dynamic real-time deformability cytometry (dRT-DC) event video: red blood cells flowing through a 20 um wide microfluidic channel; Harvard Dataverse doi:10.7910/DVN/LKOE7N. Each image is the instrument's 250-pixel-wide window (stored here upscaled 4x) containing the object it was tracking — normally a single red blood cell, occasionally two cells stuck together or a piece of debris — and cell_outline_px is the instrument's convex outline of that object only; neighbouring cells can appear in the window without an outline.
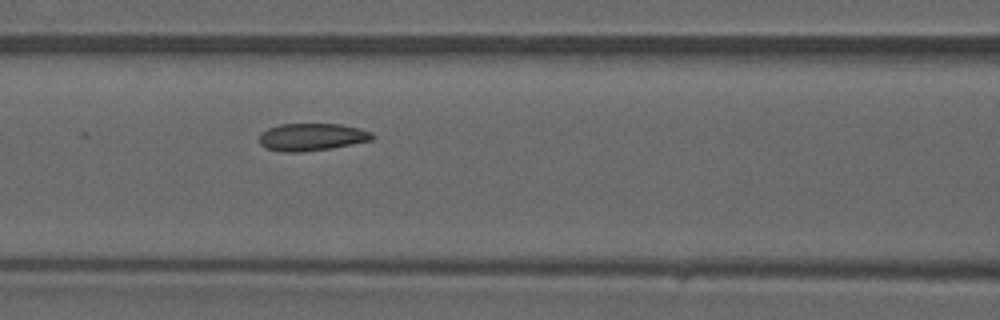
{"species": "common noctule bat (a hibernating species)", "species_latin": "Nyctalus noctula", "temperature_condition": "warm", "stored_images_in_passage": 23, "camera_frame_rate_fps": 3000, "um_per_image_px": 0.085, "animal": {"sex": "male", "forearm_length_mm": 52.5}, "frame": {"image": 1, "passage_image": 19, "time_ms": 6.0, "image_size_px": [1000, 320], "cell_outline_px": [[376, 136], [372, 140], [352, 144], [304, 152], [284, 152], [264, 148], [260, 144], [260, 132], [268, 128], [280, 124], [340, 124], [360, 128], [372, 132]], "centroid_in_image_um": [26.5, 11.64], "position_along_channel_um": 140.1, "area_um2": 18.15}}